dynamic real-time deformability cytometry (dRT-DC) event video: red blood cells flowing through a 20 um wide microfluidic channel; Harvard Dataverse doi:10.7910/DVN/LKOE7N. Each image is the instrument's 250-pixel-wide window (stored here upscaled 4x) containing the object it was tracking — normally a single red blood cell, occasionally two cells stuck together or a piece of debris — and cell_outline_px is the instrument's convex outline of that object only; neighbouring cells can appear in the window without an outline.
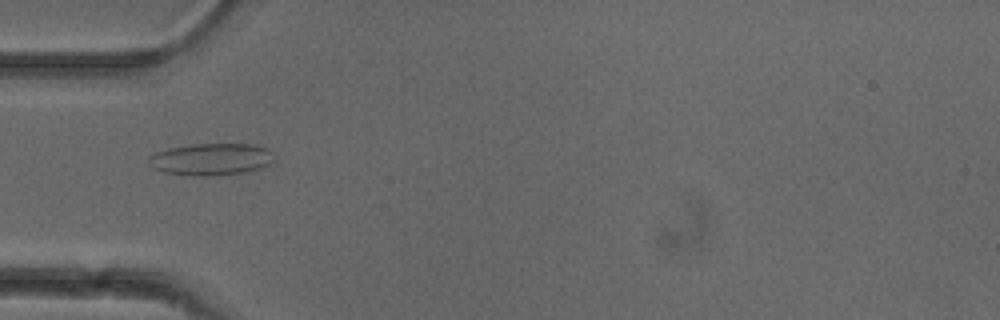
{"species": "common noctule bat (a hibernating species)", "species_latin": "Nyctalus noctula", "temperature_condition": "cold", "stored_images_in_passage": 12, "camera_frame_rate_fps": 3000, "um_per_image_px": 0.085, "animal": {"sex": "female"}, "frame": {"image": 1, "passage_image": 2, "time_ms": 0.333, "image_size_px": [1000, 320], "cell_outline_px": [[272, 160], [268, 164], [260, 168], [244, 172], [208, 176], [192, 176], [164, 172], [152, 168], [148, 164], [148, 156], [156, 152], [168, 148], [192, 144], [256, 144], [268, 148], [272, 152]], "centroid_in_image_um": [17.9, 13.53], "position_along_channel_um": 67.1, "area_um2": 23.47}}